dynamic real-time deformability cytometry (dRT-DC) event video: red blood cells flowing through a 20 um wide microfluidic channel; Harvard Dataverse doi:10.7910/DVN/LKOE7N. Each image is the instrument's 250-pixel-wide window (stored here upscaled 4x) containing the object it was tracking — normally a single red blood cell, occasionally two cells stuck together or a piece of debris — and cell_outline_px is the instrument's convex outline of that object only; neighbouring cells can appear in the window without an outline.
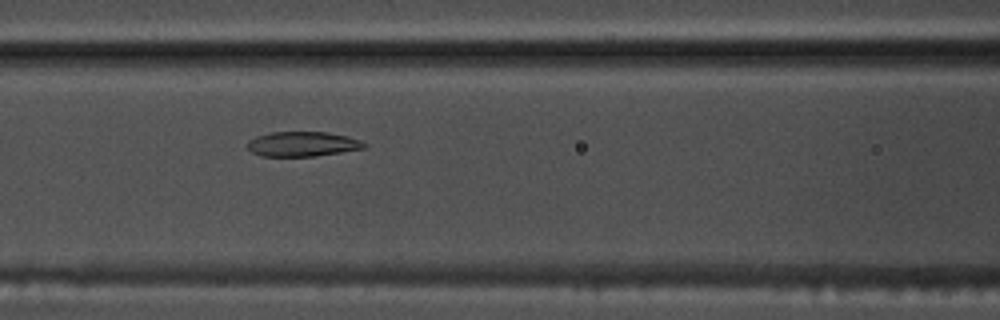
{"species": "common noctule bat (a hibernating species)", "species_latin": "Nyctalus noctula", "temperature_condition": "warm", "stored_images_in_passage": 47, "camera_frame_rate_fps": 3000, "um_per_image_px": 0.085, "animal": {"sex": "male", "body_mass_g": 17.5, "forearm_length_mm": 52.3}, "frame": {"image": 1, "passage_image": 15, "time_ms": 4.667, "image_size_px": [1000, 320], "cell_outline_px": [[368, 144], [364, 148], [316, 156], [260, 156], [252, 152], [248, 148], [248, 140], [256, 136], [272, 132], [328, 132], [348, 136], [360, 140]], "centroid_in_image_um": [25.72, 12.24], "position_along_channel_um": 140.9, "area_um2": 16.88}}
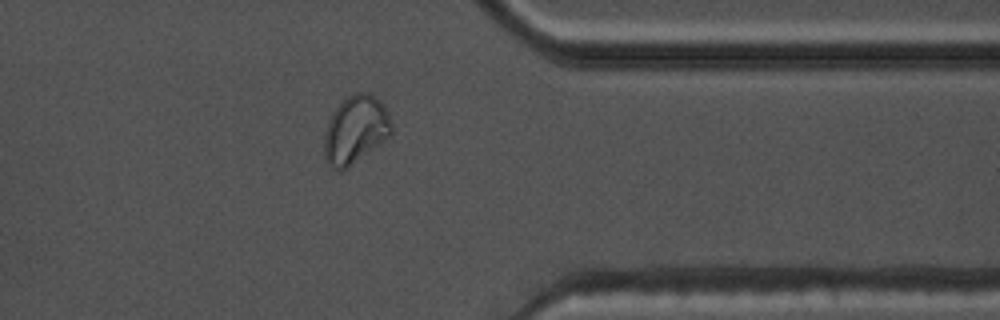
{"frame": {"image": 2, "passage_image": 35, "time_ms": 11.333, "image_size_px": [1000, 320], "cell_outline_px": [[392, 132], [388, 136], [344, 172], [340, 172], [332, 168], [324, 160], [324, 132], [336, 108], [348, 96], [356, 92], [372, 92], [384, 104], [388, 112], [392, 124]], "centroid_in_image_um": [30.21, 11.04], "position_along_channel_um": 381.2, "area_um2": 26.76}}
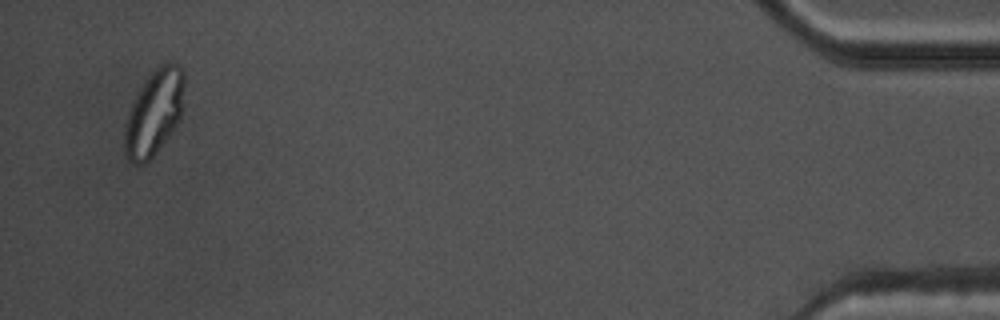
{"frame": {"image": 3, "passage_image": 44, "time_ms": 14.333, "image_size_px": [1000, 320], "cell_outline_px": [[184, 84], [180, 120], [172, 132], [156, 152], [144, 164], [132, 164], [128, 160], [124, 152], [124, 128], [128, 112], [132, 100], [144, 80], [160, 64], [168, 60], [176, 64], [184, 72]], "centroid_in_image_um": [13.08, 9.57], "position_along_channel_um": 422.1, "area_um2": 30.0}}